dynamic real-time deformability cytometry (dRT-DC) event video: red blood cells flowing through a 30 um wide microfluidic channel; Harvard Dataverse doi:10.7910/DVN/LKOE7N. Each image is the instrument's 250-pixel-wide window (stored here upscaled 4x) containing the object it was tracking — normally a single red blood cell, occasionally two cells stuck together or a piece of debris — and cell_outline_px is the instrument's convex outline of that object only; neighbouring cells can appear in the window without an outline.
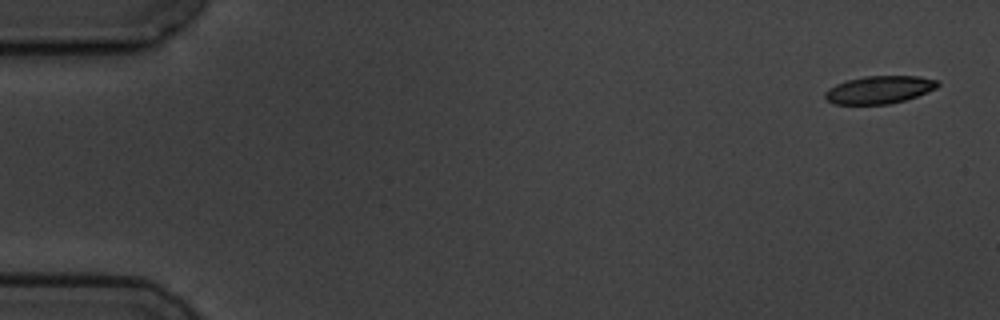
{"species": "common noctule bat (a hibernating species)", "species_latin": "Nyctalus noctula", "temperature_condition": "cold", "stored_images_in_passage": 4, "camera_frame_rate_fps": 3000, "um_per_image_px": 0.085, "animal": {"sex": "male", "body_mass_g": 19.5, "forearm_length_mm": 54.6}, "frame": {"image": 1, "passage_image": 1, "time_ms": 0.0, "image_size_px": [1000, 320], "cell_outline_px": [[940, 84], [936, 88], [916, 96], [904, 100], [888, 104], [832, 104], [824, 96], [824, 92], [828, 88], [836, 84], [848, 80], [864, 76], [920, 76], [936, 80]], "centroid_in_image_um": [74.71, 7.62], "position_along_channel_um": 10.3, "area_um2": 18.09}}
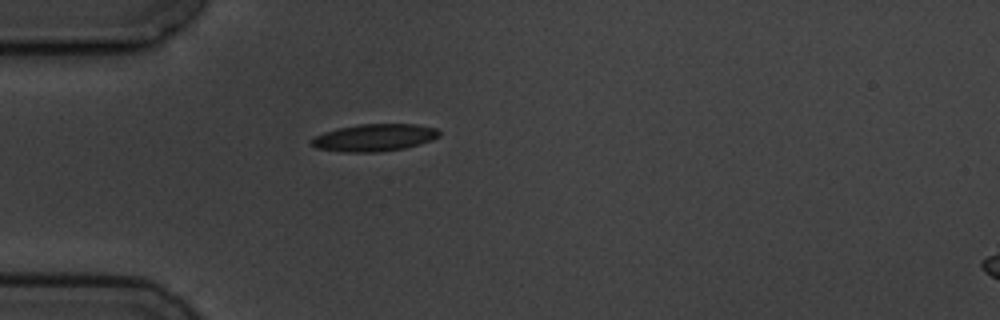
{"frame": {"image": 2, "passage_image": 4, "time_ms": 4.667, "image_size_px": [1000, 320], "cell_outline_px": [[440, 136], [432, 140], [404, 148], [376, 152], [340, 152], [316, 148], [308, 144], [316, 136], [324, 132], [336, 128], [360, 124], [416, 124], [436, 128], [440, 132]], "centroid_in_image_um": [31.79, 11.69], "position_along_channel_um": 53.2, "area_um2": 20.35}}